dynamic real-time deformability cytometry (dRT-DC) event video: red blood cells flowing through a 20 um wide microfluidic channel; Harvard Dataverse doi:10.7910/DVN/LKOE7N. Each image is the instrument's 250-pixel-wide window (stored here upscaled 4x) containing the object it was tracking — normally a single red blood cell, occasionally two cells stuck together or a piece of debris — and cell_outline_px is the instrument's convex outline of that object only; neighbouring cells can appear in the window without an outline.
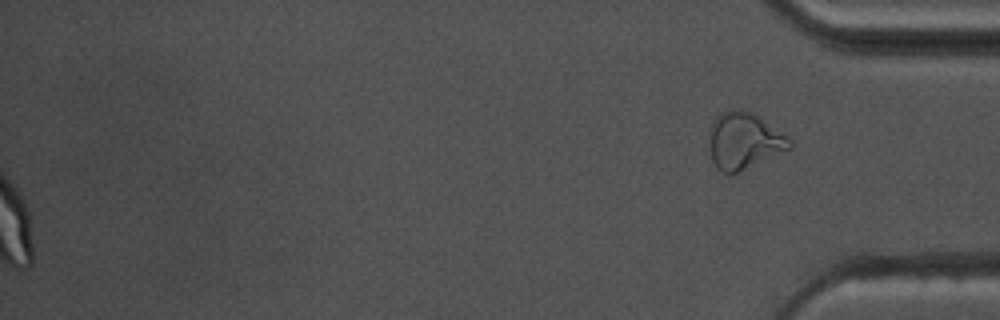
{"species": "common noctule bat (a hibernating species)", "species_latin": "Nyctalus noctula", "temperature_condition": "warm", "stored_images_in_passage": 43, "camera_frame_rate_fps": 3000, "um_per_image_px": 0.085, "animal": {"sex": "male", "body_mass_g": 17.5, "forearm_length_mm": 52.3}, "frame": {"image": 1, "passage_image": 43, "time_ms": 14.0, "image_size_px": [1000, 320], "cell_outline_px": [[792, 148], [732, 176], [720, 172], [716, 168], [712, 160], [708, 144], [708, 132], [716, 116], [720, 112], [732, 108], [740, 108], [752, 112], [788, 136], [792, 140]], "centroid_in_image_um": [63.21, 11.99], "position_along_channel_um": 372.0, "area_um2": 27.34}, "authors_computed_cell_mechanics": {"area_um2": 21.9062, "velocity_mm_per_s": 3.6189, "shape_relaxation_time_tau1_ms": 3.7214, "shape_relaxation_time_tau2_ms": 2.7322, "deformation_change_tau1": 0.1564, "deformation_change_tau2": 0.0705}}